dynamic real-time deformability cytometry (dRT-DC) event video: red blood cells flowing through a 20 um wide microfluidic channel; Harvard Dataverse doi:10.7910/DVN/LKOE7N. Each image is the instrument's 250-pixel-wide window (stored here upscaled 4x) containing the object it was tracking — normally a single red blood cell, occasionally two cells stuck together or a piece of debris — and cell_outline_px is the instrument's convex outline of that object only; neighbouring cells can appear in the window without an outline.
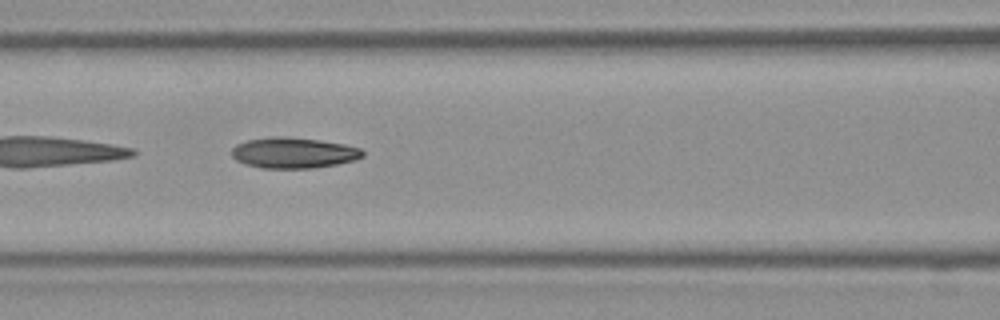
{"species": "Egyptian fruit bat (a non-hibernating species)", "species_latin": "Rousettus aegyptiacus", "temperature_condition": "room temperature", "stored_images_in_passage": 45, "camera_frame_rate_fps": 3000, "um_per_image_px": 0.085, "frame": {"image": 1, "passage_image": 19, "time_ms": 6.0, "image_size_px": [1000, 320], "cell_outline_px": [[364, 156], [356, 160], [336, 164], [312, 168], [260, 168], [244, 164], [236, 160], [232, 156], [232, 148], [236, 144], [248, 140], [276, 136], [284, 136], [320, 140], [344, 144], [360, 148], [364, 152]], "centroid_in_image_um": [24.95, 12.99], "position_along_channel_um": 141.7, "area_um2": 23.52}}
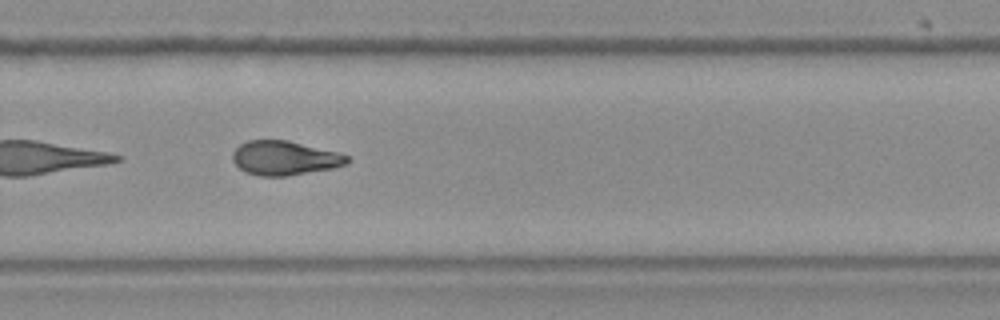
{"frame": {"image": 2, "passage_image": 30, "time_ms": 9.667, "image_size_px": [1000, 320], "cell_outline_px": [[352, 160], [344, 164], [332, 168], [284, 176], [260, 176], [244, 172], [232, 160], [232, 152], [240, 144], [248, 140], [288, 140], [336, 152], [348, 156]], "centroid_in_image_um": [24.15, 13.43], "position_along_channel_um": 305.7, "area_um2": 22.66}}
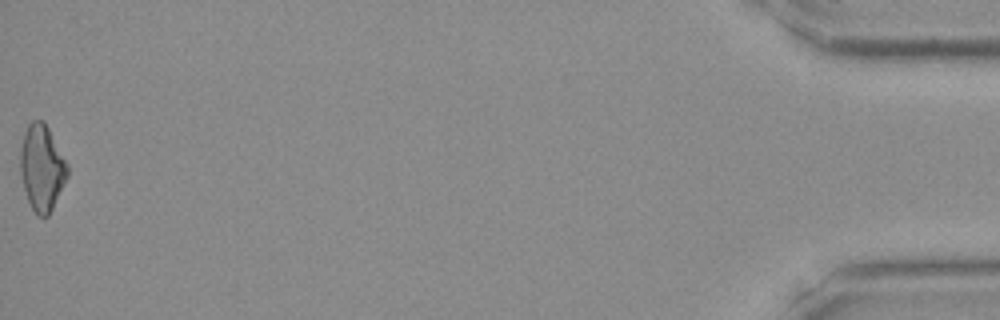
{"frame": {"image": 3, "passage_image": 45, "time_ms": 14.667, "image_size_px": [1000, 320], "cell_outline_px": [[68, 176], [48, 216], [36, 216], [28, 200], [24, 188], [20, 172], [20, 148], [24, 132], [28, 124], [32, 120], [44, 120], [68, 164]], "centroid_in_image_um": [3.55, 14.23], "position_along_channel_um": 431.6, "area_um2": 23.58}}